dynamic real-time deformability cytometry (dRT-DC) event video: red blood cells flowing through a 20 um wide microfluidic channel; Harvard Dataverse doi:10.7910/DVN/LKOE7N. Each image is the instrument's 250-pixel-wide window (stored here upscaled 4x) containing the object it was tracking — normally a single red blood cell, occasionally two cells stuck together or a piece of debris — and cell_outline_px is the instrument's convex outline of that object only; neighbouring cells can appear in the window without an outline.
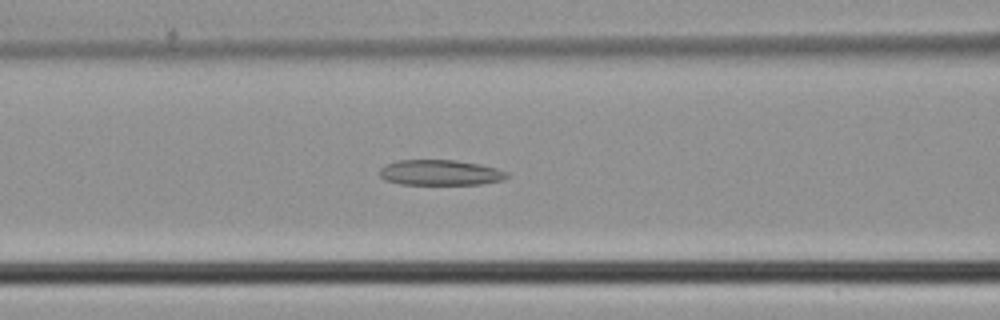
{"species": "common noctule bat (a hibernating species)", "species_latin": "Nyctalus noctula", "temperature_condition": "cold", "stored_images_in_passage": 44, "camera_frame_rate_fps": 3000, "um_per_image_px": 0.085, "animal": {"sex": "male", "body_mass_g": 21.5, "forearm_length_mm": 52.0}, "frame": {"image": 1, "passage_image": 17, "time_ms": 5.333, "image_size_px": [1000, 320], "cell_outline_px": [[508, 176], [504, 180], [480, 184], [400, 184], [384, 180], [380, 176], [380, 168], [396, 160], [456, 160], [480, 164], [496, 168], [508, 172]], "centroid_in_image_um": [37.43, 14.67], "position_along_channel_um": 129.2, "area_um2": 18.9}}
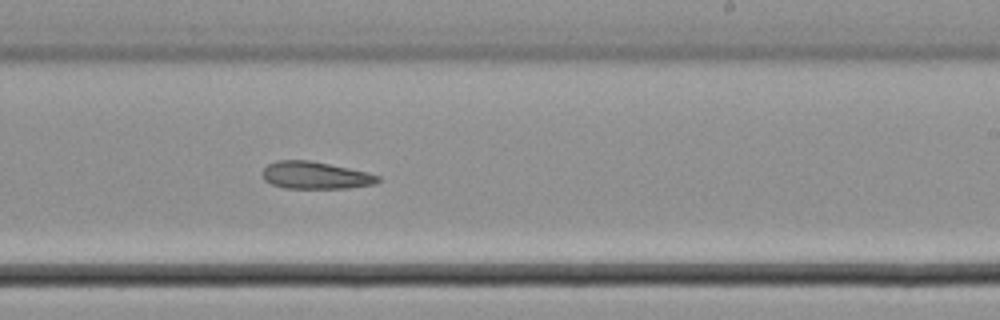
{"frame": {"image": 2, "passage_image": 26, "time_ms": 8.333, "image_size_px": [1000, 320], "cell_outline_px": [[380, 180], [372, 184], [348, 188], [284, 188], [272, 184], [264, 180], [260, 172], [268, 164], [276, 160], [308, 160], [368, 172], [380, 176]], "centroid_in_image_um": [26.76, 14.9], "position_along_channel_um": 262.2, "area_um2": 18.32}}
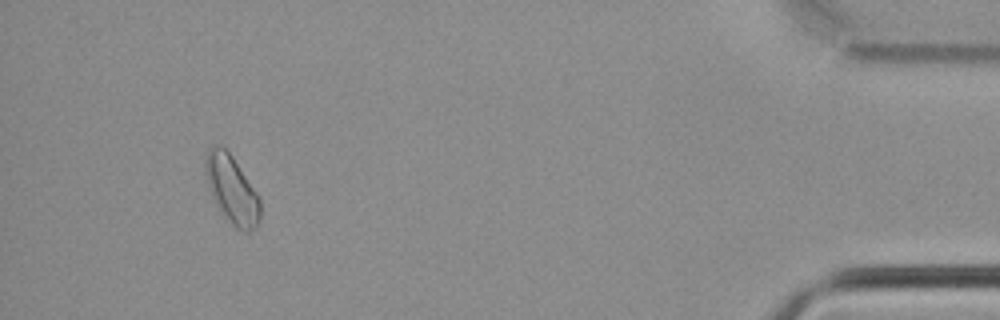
{"frame": {"image": 3, "passage_image": 41, "time_ms": 13.333, "image_size_px": [1000, 320], "cell_outline_px": [[260, 224], [256, 228], [248, 232], [244, 232], [236, 228], [220, 212], [212, 196], [204, 172], [204, 160], [208, 148], [212, 144], [220, 144], [232, 156], [256, 192], [260, 200]], "centroid_in_image_um": [19.69, 16.11], "position_along_channel_um": 415.5, "area_um2": 21.85}}